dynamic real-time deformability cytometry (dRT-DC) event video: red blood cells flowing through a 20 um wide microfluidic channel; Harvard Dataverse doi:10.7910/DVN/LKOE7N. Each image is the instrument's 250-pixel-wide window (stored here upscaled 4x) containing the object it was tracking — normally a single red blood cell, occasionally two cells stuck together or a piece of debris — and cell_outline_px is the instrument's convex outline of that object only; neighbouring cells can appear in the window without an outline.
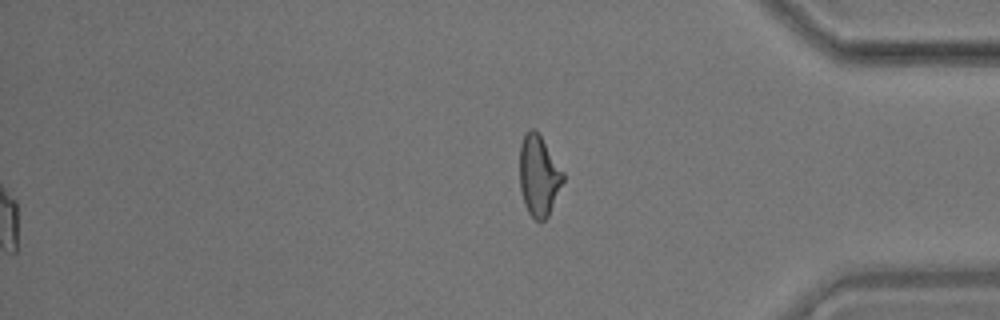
{"species": "common noctule bat (a hibernating species)", "species_latin": "Nyctalus noctula", "temperature_condition": "room temperature", "stored_images_in_passage": 56, "camera_frame_rate_fps": 3000, "um_per_image_px": 0.085, "animal": {"sex": "male", "body_mass_g": 17.9}, "frame": {"image": 1, "passage_image": 56, "time_ms": 18.333, "image_size_px": [1000, 320], "cell_outline_px": [[564, 180], [548, 216], [540, 224], [528, 212], [524, 204], [520, 188], [520, 144], [524, 132], [532, 128], [536, 128], [564, 172]], "centroid_in_image_um": [45.79, 14.91], "position_along_channel_um": 389.4, "area_um2": 20.63}, "authors_computed_cell_mechanics": {"area_um2": 19.6231, "velocity_mm_per_s": 3.5909, "shape_relaxation_time_tau1_ms": 8.3737, "shape_relaxation_time_tau2_ms": 1.9492, "deformation_change_tau1": 0.2069, "deformation_change_tau2": 0.0857}}